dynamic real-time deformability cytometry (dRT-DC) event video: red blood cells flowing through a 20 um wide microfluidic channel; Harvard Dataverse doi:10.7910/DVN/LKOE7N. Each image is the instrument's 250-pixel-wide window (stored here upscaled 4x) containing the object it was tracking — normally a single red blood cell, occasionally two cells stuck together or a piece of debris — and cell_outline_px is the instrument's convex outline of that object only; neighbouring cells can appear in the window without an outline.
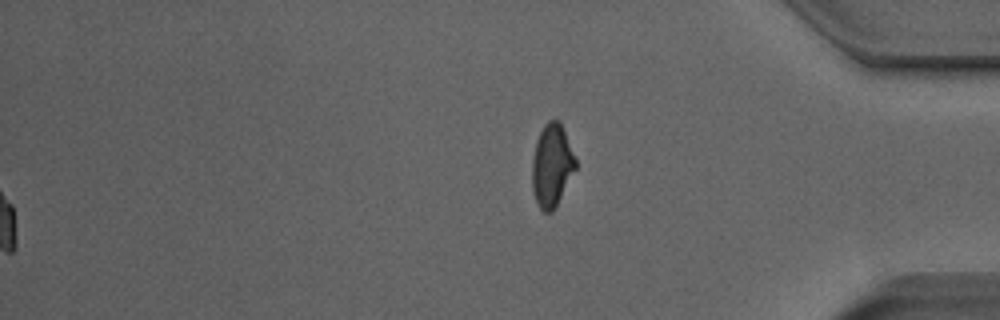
{"species": "Egyptian fruit bat (a non-hibernating species)", "species_latin": "Rousettus aegyptiacus", "temperature_condition": "room temperature", "stored_images_in_passage": 52, "segment_of_instrument_passage": [2, 2], "camera_frame_rate_fps": 3000, "um_per_image_px": 0.085, "animal": {"sex": "male"}, "frame": {"image": 1, "passage_image": 52, "time_ms": 17.0, "image_size_px": [1000, 320], "cell_outline_px": [[576, 168], [552, 212], [544, 212], [540, 208], [536, 200], [532, 188], [532, 160], [536, 140], [544, 124], [548, 120], [560, 120], [576, 160]], "centroid_in_image_um": [46.89, 14.03], "position_along_channel_um": 388.3, "area_um2": 20.69}}